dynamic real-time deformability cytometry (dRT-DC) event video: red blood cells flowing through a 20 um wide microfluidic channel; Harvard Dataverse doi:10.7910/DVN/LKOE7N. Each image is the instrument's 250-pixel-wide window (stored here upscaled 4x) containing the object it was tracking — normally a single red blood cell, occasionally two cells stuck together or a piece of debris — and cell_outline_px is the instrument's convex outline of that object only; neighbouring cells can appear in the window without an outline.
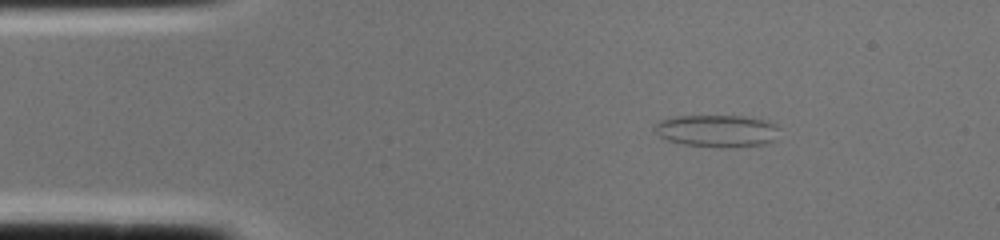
{"species": "common noctule bat (a hibernating species)", "species_latin": "Nyctalus noctula", "temperature_condition": "cold", "stored_images_in_passage": 1, "camera_frame_rate_fps": 3000, "um_per_image_px": 0.085, "animal": {"sex": "female", "body_mass_g": 22.0, "forearm_length_mm": 56.7}, "frame": {"image": 1, "passage_image": 1, "time_ms": 0.0, "image_size_px": [1000, 240], "cell_outline_px": [[780, 128], [776, 140], [764, 144], [720, 148], [684, 144], [668, 140], [660, 136], [652, 128], [660, 120], [676, 116], [744, 116], [764, 120], [776, 124]], "centroid_in_image_um": [60.97, 11.12], "position_along_channel_um": 24.0, "area_um2": 23.52}}